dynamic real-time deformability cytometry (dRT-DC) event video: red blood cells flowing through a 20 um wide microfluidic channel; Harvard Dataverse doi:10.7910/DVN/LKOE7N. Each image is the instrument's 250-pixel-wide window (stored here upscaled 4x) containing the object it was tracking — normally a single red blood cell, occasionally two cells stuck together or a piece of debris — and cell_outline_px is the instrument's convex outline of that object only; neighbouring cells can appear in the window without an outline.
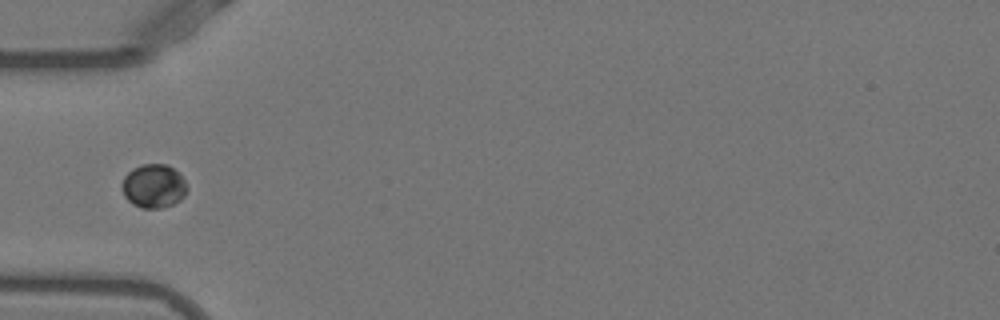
{"species": "Egyptian fruit bat (a non-hibernating species)", "species_latin": "Rousettus aegyptiacus", "temperature_condition": "warm", "stored_images_in_passage": 36, "camera_frame_rate_fps": 3000, "um_per_image_px": 0.085, "animal": {"sex": "female"}, "frame": {"image": 1, "passage_image": 1, "time_ms": 0.0, "image_size_px": [1000, 320], "cell_outline_px": [[188, 188], [184, 196], [180, 200], [172, 204], [160, 208], [140, 208], [132, 204], [124, 196], [120, 188], [120, 184], [124, 176], [132, 168], [144, 164], [164, 164], [172, 168], [184, 180]], "centroid_in_image_um": [13.01, 15.83], "position_along_channel_um": 72.0, "area_um2": 16.65}}
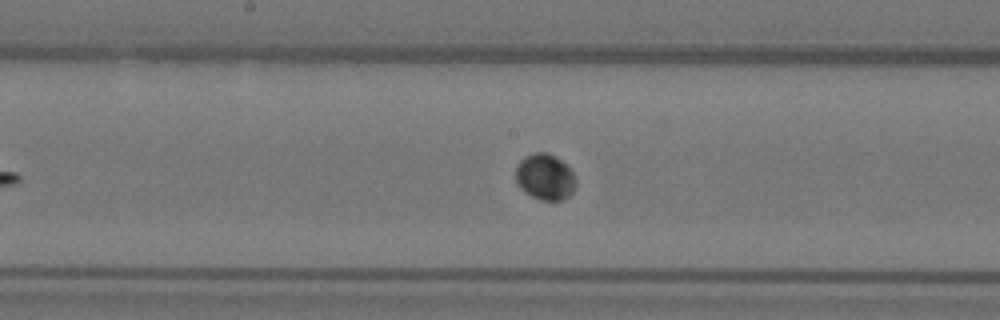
{"frame": {"image": 2, "passage_image": 11, "time_ms": 3.333, "image_size_px": [1000, 320], "cell_outline_px": [[576, 188], [568, 196], [560, 200], [540, 200], [524, 192], [520, 188], [516, 180], [516, 164], [524, 156], [536, 152], [548, 152], [556, 156], [568, 164], [576, 180]], "centroid_in_image_um": [46.33, 15.01], "position_along_channel_um": 201.9, "area_um2": 16.42}}
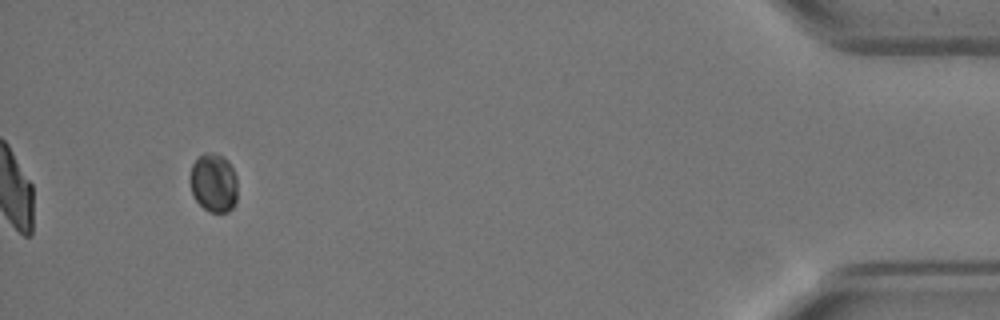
{"frame": {"image": 3, "passage_image": 33, "time_ms": 10.667, "image_size_px": [1000, 320], "cell_outline_px": [[236, 200], [232, 208], [228, 212], [208, 212], [192, 196], [188, 180], [188, 176], [192, 164], [204, 152], [212, 152], [224, 156], [228, 160], [236, 176]], "centroid_in_image_um": [18.12, 15.53], "position_along_channel_um": 417.1, "area_um2": 16.59}}